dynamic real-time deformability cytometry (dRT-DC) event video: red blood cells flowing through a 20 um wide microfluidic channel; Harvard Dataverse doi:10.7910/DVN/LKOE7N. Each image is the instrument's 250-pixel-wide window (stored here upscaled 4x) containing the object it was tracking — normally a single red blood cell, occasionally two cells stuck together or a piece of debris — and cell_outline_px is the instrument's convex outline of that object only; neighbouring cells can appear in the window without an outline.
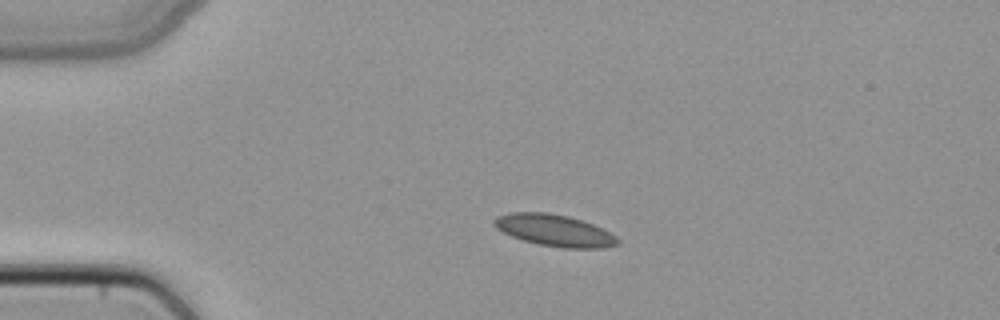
{"species": "common noctule bat (a hibernating species)", "species_latin": "Nyctalus noctula", "temperature_condition": "cold", "stored_images_in_passage": 48, "camera_frame_rate_fps": 3000, "um_per_image_px": 0.085, "animal": {"sex": "female", "body_mass_g": 22.7, "forearm_length_mm": 54.2}, "frame": {"image": 1, "passage_image": 10, "time_ms": 3.0, "image_size_px": [1000, 320], "cell_outline_px": [[620, 244], [604, 248], [560, 248], [540, 244], [524, 240], [512, 236], [496, 228], [492, 224], [492, 220], [496, 216], [508, 212], [548, 212], [568, 216], [592, 224], [616, 236], [620, 240]], "centroid_in_image_um": [47.11, 19.58], "position_along_channel_um": 37.9, "area_um2": 22.83}}
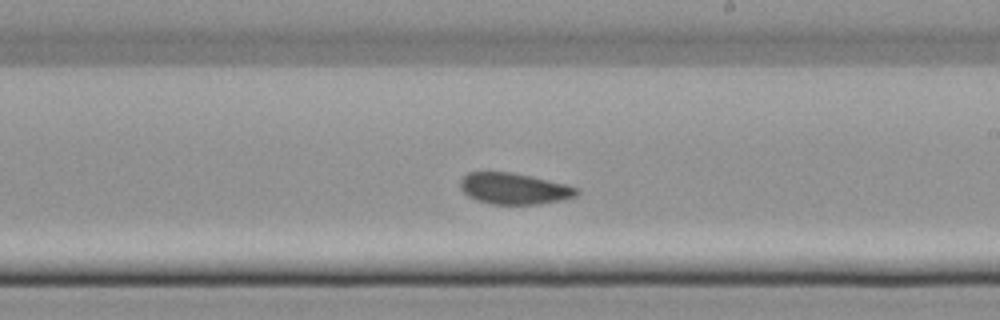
{"frame": {"image": 2, "passage_image": 28, "time_ms": 9.0, "image_size_px": [1000, 320], "cell_outline_px": [[580, 192], [576, 196], [560, 200], [536, 204], [492, 204], [476, 200], [468, 196], [460, 188], [460, 180], [468, 172], [512, 172], [532, 176], [568, 184], [576, 188]], "centroid_in_image_um": [43.69, 16.02], "position_along_channel_um": 245.3, "area_um2": 21.21}}
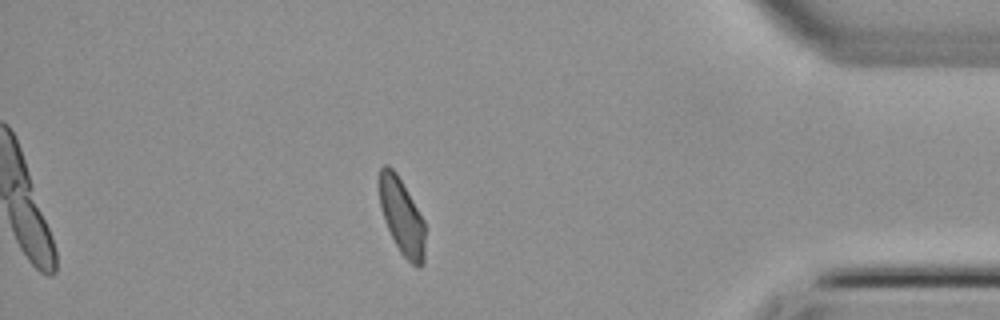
{"frame": {"image": 3, "passage_image": 42, "time_ms": 13.667, "image_size_px": [1000, 320], "cell_outline_px": [[424, 260], [420, 268], [416, 268], [400, 252], [384, 220], [380, 208], [376, 180], [380, 168], [384, 164], [388, 164], [396, 172], [424, 220]], "centroid_in_image_um": [34.1, 18.34], "position_along_channel_um": 401.1, "area_um2": 20.58}}